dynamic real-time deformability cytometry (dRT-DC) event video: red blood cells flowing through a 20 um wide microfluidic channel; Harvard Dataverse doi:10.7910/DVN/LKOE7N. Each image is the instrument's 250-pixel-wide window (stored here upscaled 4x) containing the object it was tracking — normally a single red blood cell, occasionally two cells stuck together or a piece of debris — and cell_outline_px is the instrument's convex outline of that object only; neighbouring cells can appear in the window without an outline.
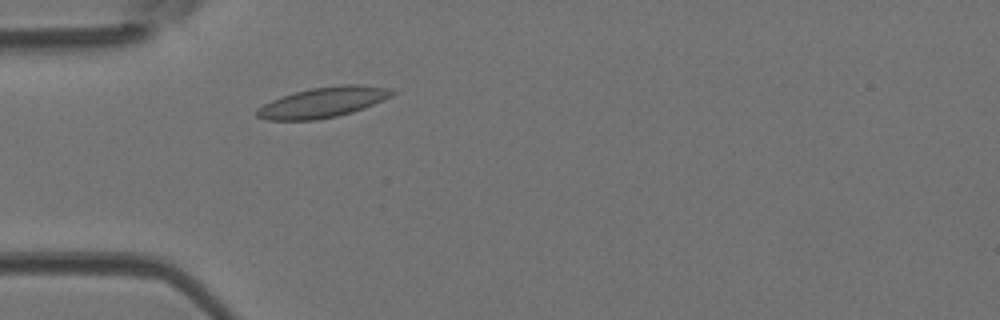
{"species": "Egyptian fruit bat (a non-hibernating species)", "species_latin": "Rousettus aegyptiacus", "temperature_condition": "room temperature", "stored_images_in_passage": 3, "camera_frame_rate_fps": 3000, "um_per_image_px": 0.085, "animal": {"sex": "female"}, "frame": {"image": 1, "passage_image": 3, "time_ms": 0.667, "image_size_px": [1000, 320], "cell_outline_px": [[396, 92], [392, 96], [364, 108], [352, 112], [336, 116], [316, 120], [268, 120], [256, 116], [256, 108], [272, 100], [296, 92], [312, 88], [340, 84], [356, 84], [392, 88]], "centroid_in_image_um": [27.48, 8.69], "position_along_channel_um": 57.5, "area_um2": 23.81}}